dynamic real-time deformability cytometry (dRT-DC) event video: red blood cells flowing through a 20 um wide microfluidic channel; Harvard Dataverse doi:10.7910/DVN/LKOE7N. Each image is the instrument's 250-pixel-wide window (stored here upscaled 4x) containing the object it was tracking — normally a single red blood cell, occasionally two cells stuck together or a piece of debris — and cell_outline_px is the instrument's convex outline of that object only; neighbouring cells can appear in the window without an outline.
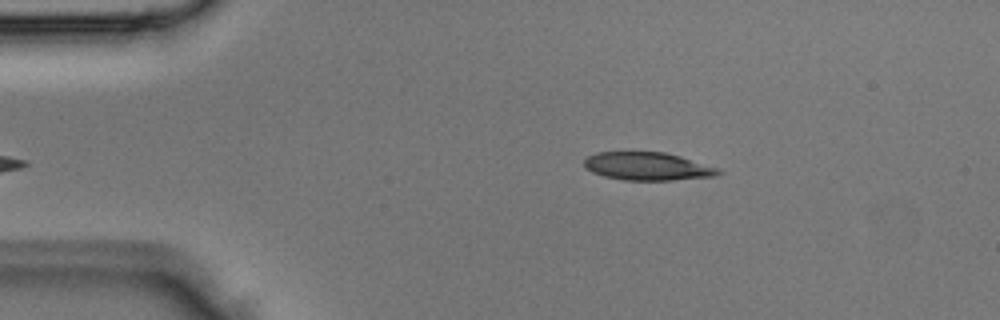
{"species": "Egyptian fruit bat (a non-hibernating species)", "species_latin": "Rousettus aegyptiacus", "temperature_condition": "room temperature", "stored_images_in_passage": 3, "camera_frame_rate_fps": 3000, "um_per_image_px": 0.085, "animal": {"sex": "male"}, "frame": {"image": 1, "passage_image": 3, "time_ms": 0.667, "image_size_px": [1000, 320], "cell_outline_px": [[724, 172], [716, 176], [672, 180], [624, 180], [604, 176], [592, 172], [584, 164], [584, 160], [588, 156], [596, 152], [664, 152], [680, 156], [720, 168]], "centroid_in_image_um": [55.08, 14.14], "position_along_channel_um": 29.9, "area_um2": 21.91}}